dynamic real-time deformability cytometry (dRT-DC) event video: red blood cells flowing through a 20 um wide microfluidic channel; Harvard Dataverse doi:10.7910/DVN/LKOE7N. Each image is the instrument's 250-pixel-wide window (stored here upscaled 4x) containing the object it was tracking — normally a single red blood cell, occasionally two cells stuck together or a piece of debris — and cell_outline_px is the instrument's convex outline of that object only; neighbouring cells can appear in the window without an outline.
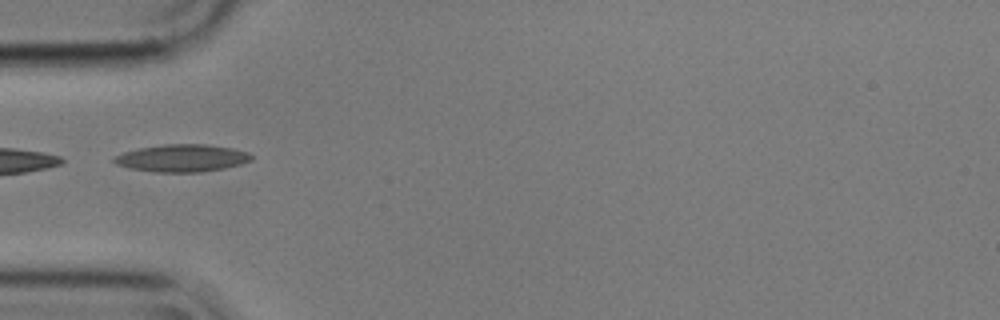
{"species": "common noctule bat (a hibernating species)", "species_latin": "Nyctalus noctula", "temperature_condition": "cold", "stored_images_in_passage": 10, "camera_frame_rate_fps": 3000, "um_per_image_px": 0.085, "animal": {"sex": "male", "body_mass_g": 17.9}, "frame": {"image": 1, "passage_image": 1, "time_ms": 0.0, "image_size_px": [1000, 320], "cell_outline_px": [[252, 160], [240, 164], [224, 168], [200, 172], [156, 172], [128, 168], [116, 164], [112, 160], [112, 156], [124, 152], [140, 148], [164, 144], [208, 144], [232, 148], [248, 152], [252, 156]], "centroid_in_image_um": [15.45, 13.43], "position_along_channel_um": 69.6, "area_um2": 21.96}}
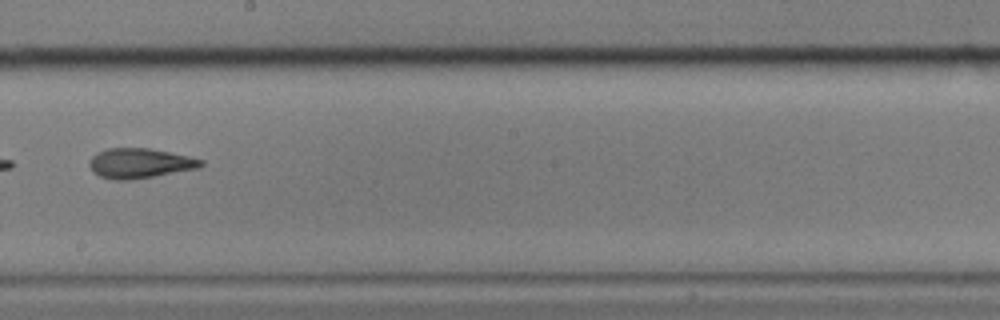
{"frame": {"image": 2, "passage_image": 5, "time_ms": 1.333, "image_size_px": [1000, 320], "cell_outline_px": [[204, 164], [200, 168], [128, 180], [116, 180], [100, 176], [92, 172], [88, 164], [88, 160], [96, 152], [108, 148], [148, 148], [188, 156], [204, 160]], "centroid_in_image_um": [11.85, 13.87], "position_along_channel_um": 236.4, "area_um2": 19.42}}
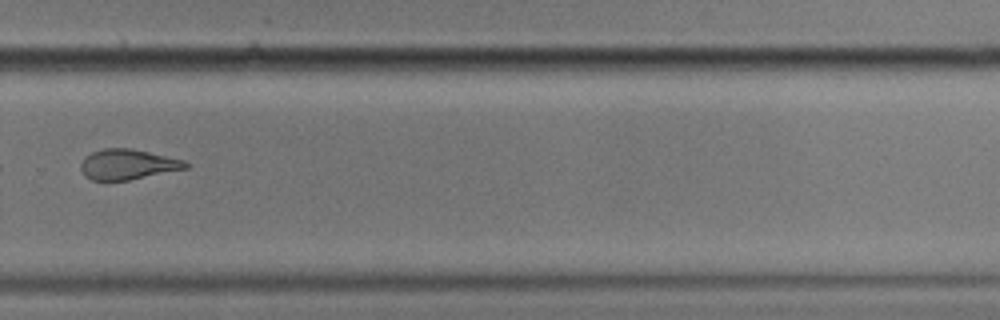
{"frame": {"image": 3, "passage_image": 7, "time_ms": 2.0, "image_size_px": [1000, 320], "cell_outline_px": [[188, 168], [128, 180], [92, 180], [84, 176], [80, 168], [80, 164], [84, 156], [92, 152], [104, 148], [132, 148], [184, 160], [188, 164]], "centroid_in_image_um": [10.82, 13.97], "position_along_channel_um": 319.0, "area_um2": 18.5}}